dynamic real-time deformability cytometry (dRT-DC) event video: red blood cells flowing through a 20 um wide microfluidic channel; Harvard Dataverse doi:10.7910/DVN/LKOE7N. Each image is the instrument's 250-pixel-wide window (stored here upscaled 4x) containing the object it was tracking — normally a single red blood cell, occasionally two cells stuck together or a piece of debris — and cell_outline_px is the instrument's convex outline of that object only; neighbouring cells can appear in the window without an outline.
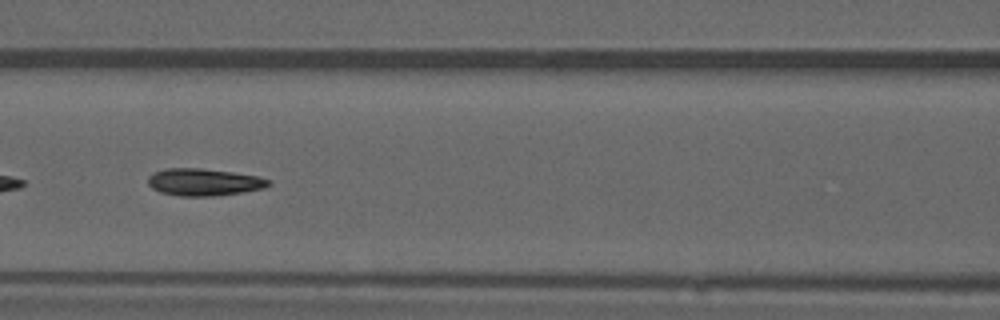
{"species": "common noctule bat (a hibernating species)", "species_latin": "Nyctalus noctula", "temperature_condition": "warm", "stored_images_in_passage": 52, "camera_frame_rate_fps": 3000, "um_per_image_px": 0.085, "animal": {"sex": "male", "forearm_length_mm": 52.5}, "frame": {"image": 1, "passage_image": 23, "time_ms": 7.333, "image_size_px": [1000, 320], "cell_outline_px": [[272, 184], [264, 188], [240, 192], [212, 196], [180, 196], [160, 192], [152, 188], [148, 184], [148, 176], [164, 168], [200, 168], [232, 172], [256, 176], [272, 180]], "centroid_in_image_um": [17.33, 15.47], "position_along_channel_um": 149.3, "area_um2": 19.02}, "authors_computed_cell_mechanics": {"area_um2": 18.7561, "velocity_mm_per_s": 3.9275, "shape_relaxation_time_tau1_ms": 5.0302, "shape_relaxation_time_tau2_ms": 1.9022, "deformation_change_tau1": 0.1825, "deformation_change_tau2": 0.0702}}